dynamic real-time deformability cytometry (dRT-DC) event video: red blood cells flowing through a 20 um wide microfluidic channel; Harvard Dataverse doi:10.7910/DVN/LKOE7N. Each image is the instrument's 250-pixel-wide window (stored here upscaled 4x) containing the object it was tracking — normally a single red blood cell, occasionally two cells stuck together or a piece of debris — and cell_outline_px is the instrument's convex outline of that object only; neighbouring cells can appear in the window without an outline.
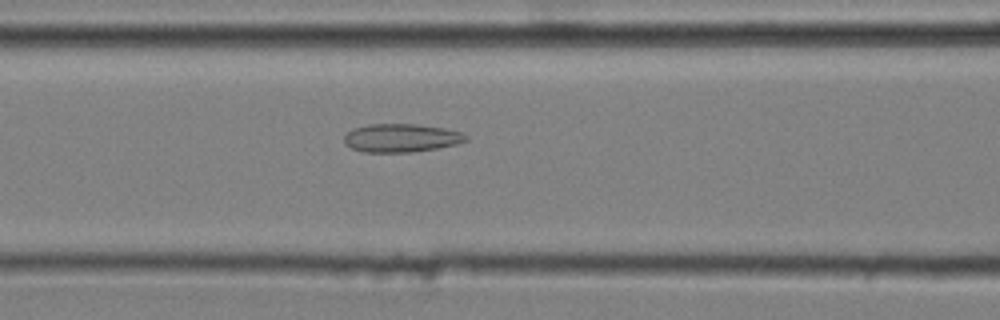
{"species": "common noctule bat (a hibernating species)", "species_latin": "Nyctalus noctula", "temperature_condition": "cold", "stored_images_in_passage": 33, "camera_frame_rate_fps": 3000, "um_per_image_px": 0.085, "animal": {"sex": "male", "body_mass_g": 20.4}, "frame": {"image": 1, "passage_image": 7, "time_ms": 2.0, "image_size_px": [1000, 320], "cell_outline_px": [[468, 140], [456, 144], [436, 148], [412, 152], [364, 152], [352, 148], [344, 144], [344, 136], [352, 128], [368, 124], [416, 124], [444, 128], [464, 132], [468, 136]], "centroid_in_image_um": [34.1, 11.72], "position_along_channel_um": 132.5, "area_um2": 20.23}}
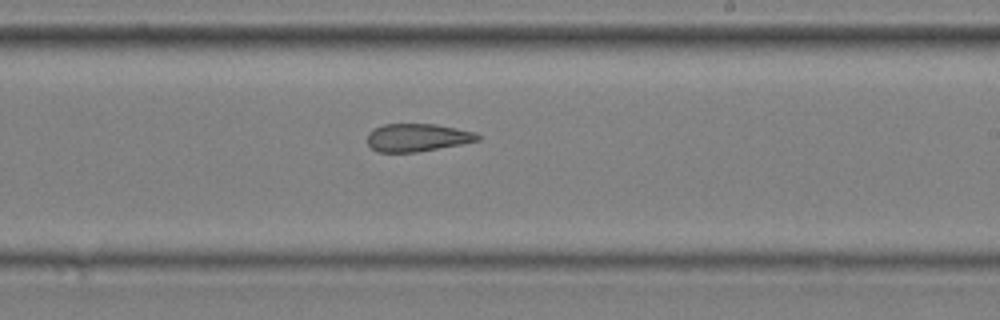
{"frame": {"image": 2, "passage_image": 17, "time_ms": 5.333, "image_size_px": [1000, 320], "cell_outline_px": [[484, 136], [480, 140], [460, 144], [416, 152], [376, 152], [368, 144], [368, 132], [384, 124], [436, 124], [476, 132]], "centroid_in_image_um": [35.51, 11.69], "position_along_channel_um": 253.5, "area_um2": 17.92}}
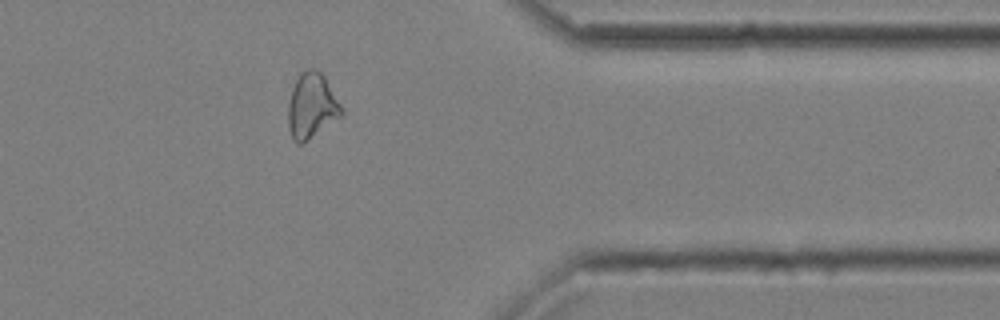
{"frame": {"image": 3, "passage_image": 29, "time_ms": 9.333, "image_size_px": [1000, 320], "cell_outline_px": [[344, 116], [300, 144], [296, 144], [292, 140], [288, 128], [288, 104], [292, 88], [300, 72], [308, 68], [316, 68], [324, 76], [344, 108]], "centroid_in_image_um": [26.51, 9.0], "position_along_channel_um": 384.9, "area_um2": 20.63}, "authors_computed_cell_mechanics": {"area_um2": 19.3052, "velocity_mm_per_s": 3.6393, "shape_relaxation_time_tau1_ms": null, "shape_relaxation_time_tau2_ms": 2.8656, "deformation_change_tau1": null, "deformation_change_tau2": 0.1094}}